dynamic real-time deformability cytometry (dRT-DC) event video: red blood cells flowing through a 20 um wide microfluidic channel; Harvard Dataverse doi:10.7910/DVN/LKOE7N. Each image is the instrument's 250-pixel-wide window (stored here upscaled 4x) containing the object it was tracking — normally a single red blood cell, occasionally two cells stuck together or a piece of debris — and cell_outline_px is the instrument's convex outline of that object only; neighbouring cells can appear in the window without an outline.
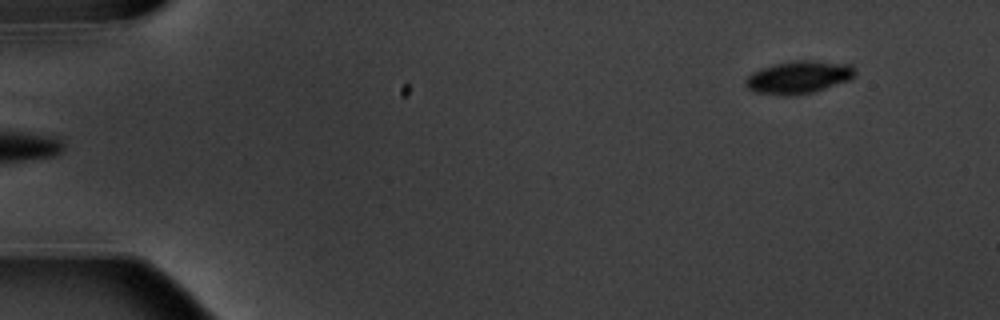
{"species": "common noctule bat (a hibernating species)", "species_latin": "Nyctalus noctula", "temperature_condition": "warm", "stored_images_in_passage": 10, "camera_frame_rate_fps": 3000, "um_per_image_px": 0.085, "animal": {"sex": "male", "body_mass_g": 20.1, "forearm_length_mm": 53.5}, "frame": {"image": 1, "passage_image": 1, "time_ms": 0.0, "image_size_px": [1000, 320], "cell_outline_px": [[856, 76], [848, 80], [812, 92], [792, 96], [780, 96], [756, 92], [748, 88], [744, 84], [744, 80], [752, 72], [776, 64], [796, 60], [808, 60], [852, 64], [856, 68]], "centroid_in_image_um": [67.9, 6.57], "position_along_channel_um": 17.1, "area_um2": 20.81}}
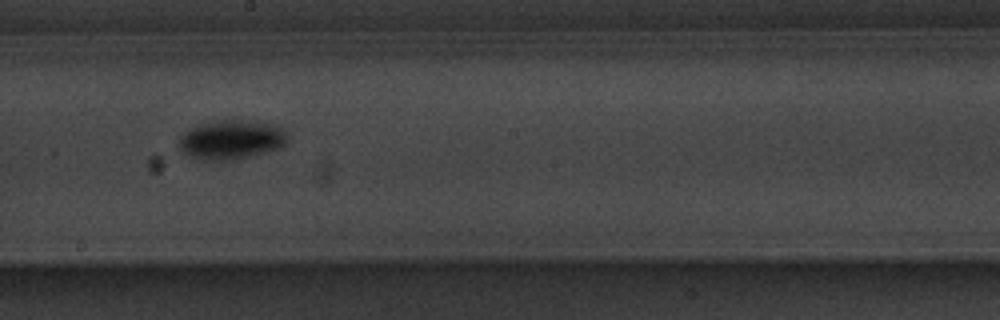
{"frame": {"image": 2, "passage_image": 9, "time_ms": 9.0, "image_size_px": [1000, 320], "cell_outline_px": [[288, 140], [284, 148], [236, 160], [200, 160], [180, 152], [176, 144], [180, 136], [184, 132], [192, 128], [204, 124], [224, 120], [256, 120], [272, 124], [288, 132]], "centroid_in_image_um": [19.7, 11.9], "position_along_channel_um": 228.5, "area_um2": 25.37}}
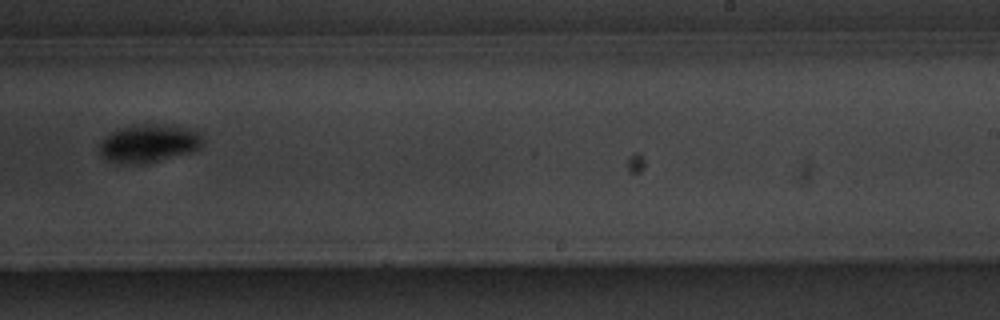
{"frame": {"image": 3, "passage_image": 10, "time_ms": 10.333, "image_size_px": [1000, 320], "cell_outline_px": [[200, 148], [192, 152], [144, 164], [120, 164], [104, 160], [100, 156], [100, 140], [104, 136], [120, 128], [136, 124], [168, 124], [188, 128], [196, 132], [200, 136]], "centroid_in_image_um": [12.57, 12.2], "position_along_channel_um": 276.4, "area_um2": 23.12}}